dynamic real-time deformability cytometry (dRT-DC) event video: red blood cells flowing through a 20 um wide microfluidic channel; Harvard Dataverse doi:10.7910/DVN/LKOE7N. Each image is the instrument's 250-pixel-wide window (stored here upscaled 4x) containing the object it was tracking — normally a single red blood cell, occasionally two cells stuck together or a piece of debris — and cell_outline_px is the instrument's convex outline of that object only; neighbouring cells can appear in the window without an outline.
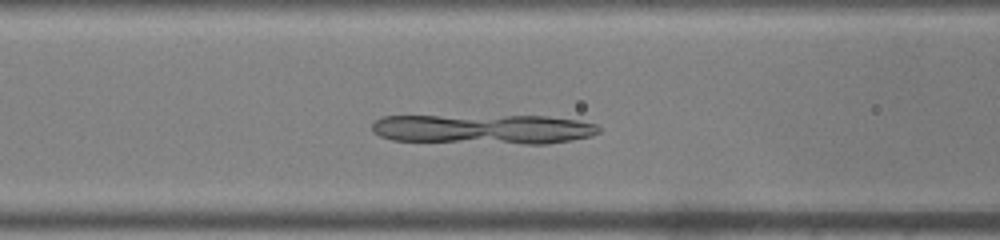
{"species": "common noctule bat (a hibernating species)", "species_latin": "Nyctalus noctula", "temperature_condition": "warm", "stored_images_in_passage": 42, "camera_frame_rate_fps": 3000, "um_per_image_px": 0.085, "animal": {"sex": "male", "body_mass_g": 19.0, "forearm_length_mm": 50.8}, "frame": {"image": 1, "passage_image": 13, "time_ms": 4.0, "image_size_px": [1000, 240], "cell_outline_px": [[600, 132], [592, 136], [572, 140], [548, 144], [524, 144], [392, 140], [380, 136], [372, 132], [372, 124], [376, 120], [384, 116], [548, 116], [576, 120], [596, 124], [600, 128]], "centroid_in_image_um": [41.13, 10.98], "position_along_channel_um": 125.5, "area_um2": 39.48}}